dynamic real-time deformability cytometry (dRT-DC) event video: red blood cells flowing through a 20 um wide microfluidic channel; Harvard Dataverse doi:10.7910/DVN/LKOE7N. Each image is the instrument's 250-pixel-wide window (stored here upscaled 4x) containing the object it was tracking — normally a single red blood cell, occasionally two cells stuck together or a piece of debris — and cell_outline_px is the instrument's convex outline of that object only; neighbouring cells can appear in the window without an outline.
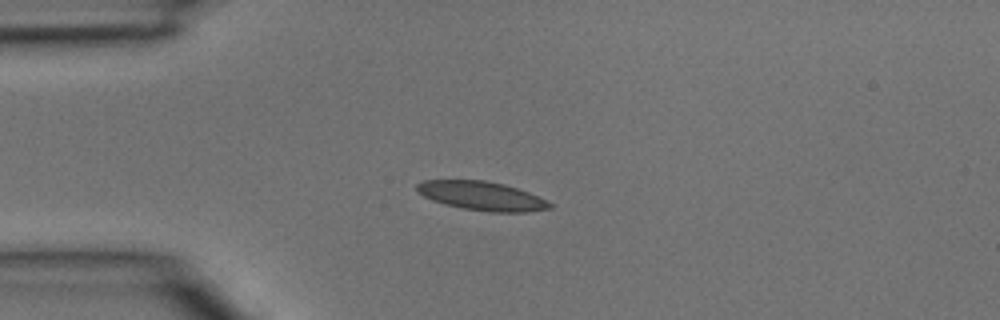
{"species": "common noctule bat (a hibernating species)", "species_latin": "Nyctalus noctula", "temperature_condition": "room temperature", "stored_images_in_passage": 3, "camera_frame_rate_fps": 3000, "um_per_image_px": 0.085, "animal": {"sex": "male", "body_mass_g": 15.6}, "frame": {"image": 1, "passage_image": 2, "time_ms": 0.333, "image_size_px": [1000, 320], "cell_outline_px": [[552, 208], [524, 212], [488, 212], [464, 208], [444, 204], [432, 200], [416, 192], [416, 184], [424, 180], [484, 180], [504, 184], [528, 192], [552, 204]], "centroid_in_image_um": [40.9, 16.65], "position_along_channel_um": 44.1, "area_um2": 22.2}}